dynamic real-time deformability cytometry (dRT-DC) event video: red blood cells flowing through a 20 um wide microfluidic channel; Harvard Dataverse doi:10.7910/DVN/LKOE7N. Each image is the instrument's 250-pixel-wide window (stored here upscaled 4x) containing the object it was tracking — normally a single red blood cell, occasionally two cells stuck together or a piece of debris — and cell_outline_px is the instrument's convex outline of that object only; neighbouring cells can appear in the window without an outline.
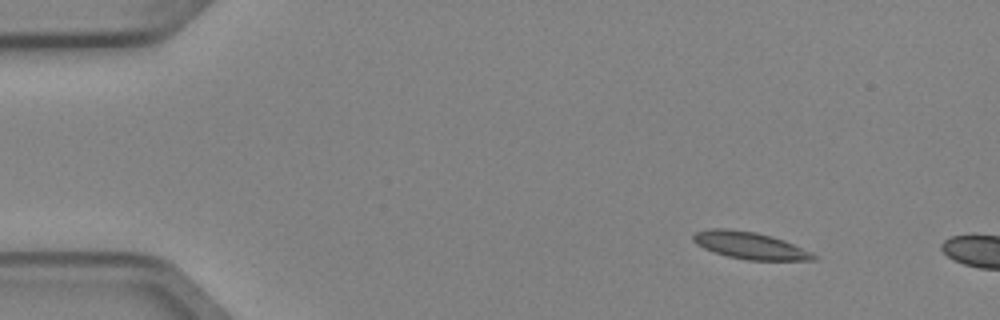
{"species": "Egyptian fruit bat (a non-hibernating species)", "species_latin": "Rousettus aegyptiacus", "temperature_condition": "cold", "stored_images_in_passage": 3, "camera_frame_rate_fps": 3000, "um_per_image_px": 0.085, "animal": {"sex": "female"}, "frame": {"image": 1, "passage_image": 1, "time_ms": 0.0, "image_size_px": [1000, 320], "cell_outline_px": [[820, 256], [816, 260], [748, 260], [728, 256], [704, 248], [696, 244], [692, 240], [692, 236], [696, 232], [708, 228], [728, 228], [756, 232], [772, 236], [784, 240], [812, 252]], "centroid_in_image_um": [63.76, 20.85], "position_along_channel_um": 21.2, "area_um2": 19.07}}